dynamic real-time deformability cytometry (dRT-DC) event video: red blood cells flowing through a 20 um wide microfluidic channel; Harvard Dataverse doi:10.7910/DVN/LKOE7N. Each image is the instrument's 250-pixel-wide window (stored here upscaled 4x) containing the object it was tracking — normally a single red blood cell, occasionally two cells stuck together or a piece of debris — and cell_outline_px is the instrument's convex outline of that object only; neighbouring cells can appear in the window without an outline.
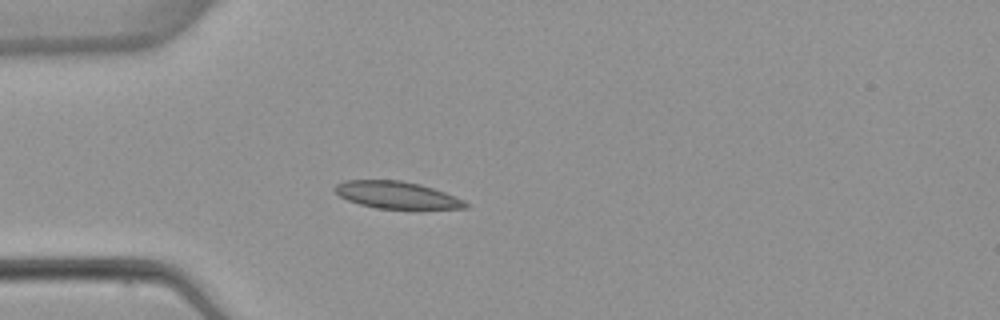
{"species": "common noctule bat (a hibernating species)", "species_latin": "Nyctalus noctula", "temperature_condition": "warm", "stored_images_in_passage": 4, "camera_frame_rate_fps": 3000, "um_per_image_px": 0.085, "animal": {"sex": "female", "body_mass_g": 22.7, "forearm_length_mm": 54.2}, "frame": {"image": 1, "passage_image": 3, "time_ms": 2.667, "image_size_px": [1000, 320], "cell_outline_px": [[468, 208], [420, 212], [376, 208], [360, 204], [348, 200], [340, 196], [332, 188], [336, 184], [344, 180], [400, 180], [420, 184], [444, 192], [464, 200], [468, 204]], "centroid_in_image_um": [33.81, 16.64], "position_along_channel_um": 51.2, "area_um2": 21.68}}